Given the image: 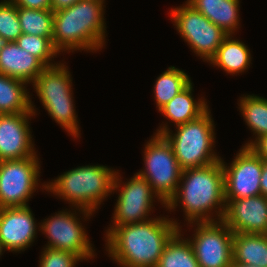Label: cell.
I'll return each instance as SVG.
<instances>
[{
  "label": "cell",
  "instance_id": "cell-1",
  "mask_svg": "<svg viewBox=\"0 0 267 267\" xmlns=\"http://www.w3.org/2000/svg\"><path fill=\"white\" fill-rule=\"evenodd\" d=\"M157 217L141 223L111 226L106 251L122 267H156L171 237L181 228L177 220Z\"/></svg>",
  "mask_w": 267,
  "mask_h": 267
},
{
  "label": "cell",
  "instance_id": "cell-2",
  "mask_svg": "<svg viewBox=\"0 0 267 267\" xmlns=\"http://www.w3.org/2000/svg\"><path fill=\"white\" fill-rule=\"evenodd\" d=\"M178 203L183 207L188 224L222 220L226 207L222 161L183 170L178 189L165 208L172 211ZM212 211L218 218H212Z\"/></svg>",
  "mask_w": 267,
  "mask_h": 267
},
{
  "label": "cell",
  "instance_id": "cell-3",
  "mask_svg": "<svg viewBox=\"0 0 267 267\" xmlns=\"http://www.w3.org/2000/svg\"><path fill=\"white\" fill-rule=\"evenodd\" d=\"M103 3L79 0L53 12L52 43L59 52L98 51L105 43L106 23Z\"/></svg>",
  "mask_w": 267,
  "mask_h": 267
},
{
  "label": "cell",
  "instance_id": "cell-4",
  "mask_svg": "<svg viewBox=\"0 0 267 267\" xmlns=\"http://www.w3.org/2000/svg\"><path fill=\"white\" fill-rule=\"evenodd\" d=\"M117 171L103 165H86L69 170L42 187L67 200L88 219L113 191ZM76 207V208H75Z\"/></svg>",
  "mask_w": 267,
  "mask_h": 267
},
{
  "label": "cell",
  "instance_id": "cell-5",
  "mask_svg": "<svg viewBox=\"0 0 267 267\" xmlns=\"http://www.w3.org/2000/svg\"><path fill=\"white\" fill-rule=\"evenodd\" d=\"M208 109L195 120L176 126V132L168 125L157 129L156 135H163L172 145L174 155L182 170L203 167L221 160L214 152V121ZM172 133H171V132Z\"/></svg>",
  "mask_w": 267,
  "mask_h": 267
},
{
  "label": "cell",
  "instance_id": "cell-6",
  "mask_svg": "<svg viewBox=\"0 0 267 267\" xmlns=\"http://www.w3.org/2000/svg\"><path fill=\"white\" fill-rule=\"evenodd\" d=\"M65 66L58 63L46 67L32 86L52 119L76 139L80 135V127L72 97V78Z\"/></svg>",
  "mask_w": 267,
  "mask_h": 267
},
{
  "label": "cell",
  "instance_id": "cell-7",
  "mask_svg": "<svg viewBox=\"0 0 267 267\" xmlns=\"http://www.w3.org/2000/svg\"><path fill=\"white\" fill-rule=\"evenodd\" d=\"M143 154L145 168L137 173L147 180L153 192L166 205L176 193L183 171L172 145L163 135L154 134L145 144Z\"/></svg>",
  "mask_w": 267,
  "mask_h": 267
},
{
  "label": "cell",
  "instance_id": "cell-8",
  "mask_svg": "<svg viewBox=\"0 0 267 267\" xmlns=\"http://www.w3.org/2000/svg\"><path fill=\"white\" fill-rule=\"evenodd\" d=\"M170 16L177 32L203 61L209 62L228 36L187 1L182 6L171 8Z\"/></svg>",
  "mask_w": 267,
  "mask_h": 267
},
{
  "label": "cell",
  "instance_id": "cell-9",
  "mask_svg": "<svg viewBox=\"0 0 267 267\" xmlns=\"http://www.w3.org/2000/svg\"><path fill=\"white\" fill-rule=\"evenodd\" d=\"M38 155L0 161V208L28 206L40 177Z\"/></svg>",
  "mask_w": 267,
  "mask_h": 267
},
{
  "label": "cell",
  "instance_id": "cell-10",
  "mask_svg": "<svg viewBox=\"0 0 267 267\" xmlns=\"http://www.w3.org/2000/svg\"><path fill=\"white\" fill-rule=\"evenodd\" d=\"M121 179L119 172H116L112 192H117L118 190L119 195L113 213V221H111L113 222L112 226L141 223L150 220L151 218L148 216L153 208L154 198H157L165 207V204L153 192L147 180L138 173L134 174L127 183L123 182L122 186Z\"/></svg>",
  "mask_w": 267,
  "mask_h": 267
},
{
  "label": "cell",
  "instance_id": "cell-11",
  "mask_svg": "<svg viewBox=\"0 0 267 267\" xmlns=\"http://www.w3.org/2000/svg\"><path fill=\"white\" fill-rule=\"evenodd\" d=\"M193 239H188L200 267H231L233 231L222 221L195 222Z\"/></svg>",
  "mask_w": 267,
  "mask_h": 267
},
{
  "label": "cell",
  "instance_id": "cell-12",
  "mask_svg": "<svg viewBox=\"0 0 267 267\" xmlns=\"http://www.w3.org/2000/svg\"><path fill=\"white\" fill-rule=\"evenodd\" d=\"M39 224V229L49 240L47 248L74 253L82 260L96 255L76 211H60Z\"/></svg>",
  "mask_w": 267,
  "mask_h": 267
},
{
  "label": "cell",
  "instance_id": "cell-13",
  "mask_svg": "<svg viewBox=\"0 0 267 267\" xmlns=\"http://www.w3.org/2000/svg\"><path fill=\"white\" fill-rule=\"evenodd\" d=\"M225 200L261 195L263 161L249 148L241 147L230 166L222 160Z\"/></svg>",
  "mask_w": 267,
  "mask_h": 267
},
{
  "label": "cell",
  "instance_id": "cell-14",
  "mask_svg": "<svg viewBox=\"0 0 267 267\" xmlns=\"http://www.w3.org/2000/svg\"><path fill=\"white\" fill-rule=\"evenodd\" d=\"M34 107L31 100L32 112L0 114V161L36 155L29 126V118L36 115Z\"/></svg>",
  "mask_w": 267,
  "mask_h": 267
},
{
  "label": "cell",
  "instance_id": "cell-15",
  "mask_svg": "<svg viewBox=\"0 0 267 267\" xmlns=\"http://www.w3.org/2000/svg\"><path fill=\"white\" fill-rule=\"evenodd\" d=\"M222 221L233 233L265 234L267 230V198L263 195L225 200Z\"/></svg>",
  "mask_w": 267,
  "mask_h": 267
},
{
  "label": "cell",
  "instance_id": "cell-16",
  "mask_svg": "<svg viewBox=\"0 0 267 267\" xmlns=\"http://www.w3.org/2000/svg\"><path fill=\"white\" fill-rule=\"evenodd\" d=\"M37 227L29 206L0 208V241L5 250L25 251L34 242Z\"/></svg>",
  "mask_w": 267,
  "mask_h": 267
},
{
  "label": "cell",
  "instance_id": "cell-17",
  "mask_svg": "<svg viewBox=\"0 0 267 267\" xmlns=\"http://www.w3.org/2000/svg\"><path fill=\"white\" fill-rule=\"evenodd\" d=\"M46 66L29 52L17 45L7 42L0 50V73L33 83Z\"/></svg>",
  "mask_w": 267,
  "mask_h": 267
},
{
  "label": "cell",
  "instance_id": "cell-18",
  "mask_svg": "<svg viewBox=\"0 0 267 267\" xmlns=\"http://www.w3.org/2000/svg\"><path fill=\"white\" fill-rule=\"evenodd\" d=\"M240 0H187L226 34L234 35L239 26Z\"/></svg>",
  "mask_w": 267,
  "mask_h": 267
},
{
  "label": "cell",
  "instance_id": "cell-19",
  "mask_svg": "<svg viewBox=\"0 0 267 267\" xmlns=\"http://www.w3.org/2000/svg\"><path fill=\"white\" fill-rule=\"evenodd\" d=\"M192 82L175 97L164 105L159 112L164 117L175 123L176 126L195 120L204 114L209 108L202 97L198 101L192 96Z\"/></svg>",
  "mask_w": 267,
  "mask_h": 267
},
{
  "label": "cell",
  "instance_id": "cell-20",
  "mask_svg": "<svg viewBox=\"0 0 267 267\" xmlns=\"http://www.w3.org/2000/svg\"><path fill=\"white\" fill-rule=\"evenodd\" d=\"M233 263L267 267V235L234 233Z\"/></svg>",
  "mask_w": 267,
  "mask_h": 267
},
{
  "label": "cell",
  "instance_id": "cell-21",
  "mask_svg": "<svg viewBox=\"0 0 267 267\" xmlns=\"http://www.w3.org/2000/svg\"><path fill=\"white\" fill-rule=\"evenodd\" d=\"M228 35L218 47L216 55L209 61L210 64L220 67L228 74L242 73L251 63L250 49L239 40Z\"/></svg>",
  "mask_w": 267,
  "mask_h": 267
},
{
  "label": "cell",
  "instance_id": "cell-22",
  "mask_svg": "<svg viewBox=\"0 0 267 267\" xmlns=\"http://www.w3.org/2000/svg\"><path fill=\"white\" fill-rule=\"evenodd\" d=\"M23 80L0 73V114L32 112L31 98Z\"/></svg>",
  "mask_w": 267,
  "mask_h": 267
},
{
  "label": "cell",
  "instance_id": "cell-23",
  "mask_svg": "<svg viewBox=\"0 0 267 267\" xmlns=\"http://www.w3.org/2000/svg\"><path fill=\"white\" fill-rule=\"evenodd\" d=\"M181 230L168 241L156 267H200L191 243L188 238H182Z\"/></svg>",
  "mask_w": 267,
  "mask_h": 267
},
{
  "label": "cell",
  "instance_id": "cell-24",
  "mask_svg": "<svg viewBox=\"0 0 267 267\" xmlns=\"http://www.w3.org/2000/svg\"><path fill=\"white\" fill-rule=\"evenodd\" d=\"M191 83L189 76L174 66L164 71L154 85V98L158 110L171 101L175 95L185 89Z\"/></svg>",
  "mask_w": 267,
  "mask_h": 267
},
{
  "label": "cell",
  "instance_id": "cell-25",
  "mask_svg": "<svg viewBox=\"0 0 267 267\" xmlns=\"http://www.w3.org/2000/svg\"><path fill=\"white\" fill-rule=\"evenodd\" d=\"M239 109L249 129L255 134V140L267 134V99L248 95L239 100Z\"/></svg>",
  "mask_w": 267,
  "mask_h": 267
},
{
  "label": "cell",
  "instance_id": "cell-26",
  "mask_svg": "<svg viewBox=\"0 0 267 267\" xmlns=\"http://www.w3.org/2000/svg\"><path fill=\"white\" fill-rule=\"evenodd\" d=\"M22 34L53 37V11L28 9L17 6Z\"/></svg>",
  "mask_w": 267,
  "mask_h": 267
},
{
  "label": "cell",
  "instance_id": "cell-27",
  "mask_svg": "<svg viewBox=\"0 0 267 267\" xmlns=\"http://www.w3.org/2000/svg\"><path fill=\"white\" fill-rule=\"evenodd\" d=\"M15 42L19 47L38 58L46 67L58 64L51 62L52 58L57 57L60 53L54 47L52 37L21 34Z\"/></svg>",
  "mask_w": 267,
  "mask_h": 267
},
{
  "label": "cell",
  "instance_id": "cell-28",
  "mask_svg": "<svg viewBox=\"0 0 267 267\" xmlns=\"http://www.w3.org/2000/svg\"><path fill=\"white\" fill-rule=\"evenodd\" d=\"M22 34L17 6L10 0L0 2V36L7 42H15Z\"/></svg>",
  "mask_w": 267,
  "mask_h": 267
},
{
  "label": "cell",
  "instance_id": "cell-29",
  "mask_svg": "<svg viewBox=\"0 0 267 267\" xmlns=\"http://www.w3.org/2000/svg\"><path fill=\"white\" fill-rule=\"evenodd\" d=\"M39 267H75L83 261L78 255L64 251L43 247Z\"/></svg>",
  "mask_w": 267,
  "mask_h": 267
},
{
  "label": "cell",
  "instance_id": "cell-30",
  "mask_svg": "<svg viewBox=\"0 0 267 267\" xmlns=\"http://www.w3.org/2000/svg\"><path fill=\"white\" fill-rule=\"evenodd\" d=\"M244 146L249 147L262 161H267V134L248 141Z\"/></svg>",
  "mask_w": 267,
  "mask_h": 267
},
{
  "label": "cell",
  "instance_id": "cell-31",
  "mask_svg": "<svg viewBox=\"0 0 267 267\" xmlns=\"http://www.w3.org/2000/svg\"><path fill=\"white\" fill-rule=\"evenodd\" d=\"M16 6L28 9H51V0H10Z\"/></svg>",
  "mask_w": 267,
  "mask_h": 267
},
{
  "label": "cell",
  "instance_id": "cell-32",
  "mask_svg": "<svg viewBox=\"0 0 267 267\" xmlns=\"http://www.w3.org/2000/svg\"><path fill=\"white\" fill-rule=\"evenodd\" d=\"M78 1L79 0H51V10L55 12L70 7Z\"/></svg>",
  "mask_w": 267,
  "mask_h": 267
},
{
  "label": "cell",
  "instance_id": "cell-33",
  "mask_svg": "<svg viewBox=\"0 0 267 267\" xmlns=\"http://www.w3.org/2000/svg\"><path fill=\"white\" fill-rule=\"evenodd\" d=\"M261 195L267 198V161H263L262 174L260 179Z\"/></svg>",
  "mask_w": 267,
  "mask_h": 267
},
{
  "label": "cell",
  "instance_id": "cell-34",
  "mask_svg": "<svg viewBox=\"0 0 267 267\" xmlns=\"http://www.w3.org/2000/svg\"><path fill=\"white\" fill-rule=\"evenodd\" d=\"M231 267H256L252 265H247V264H240V263H232ZM259 267V266H257Z\"/></svg>",
  "mask_w": 267,
  "mask_h": 267
},
{
  "label": "cell",
  "instance_id": "cell-35",
  "mask_svg": "<svg viewBox=\"0 0 267 267\" xmlns=\"http://www.w3.org/2000/svg\"><path fill=\"white\" fill-rule=\"evenodd\" d=\"M6 43L7 41L0 36V50L5 46Z\"/></svg>",
  "mask_w": 267,
  "mask_h": 267
},
{
  "label": "cell",
  "instance_id": "cell-36",
  "mask_svg": "<svg viewBox=\"0 0 267 267\" xmlns=\"http://www.w3.org/2000/svg\"><path fill=\"white\" fill-rule=\"evenodd\" d=\"M5 251V248L3 247L1 241H0V256L3 255L2 252Z\"/></svg>",
  "mask_w": 267,
  "mask_h": 267
},
{
  "label": "cell",
  "instance_id": "cell-37",
  "mask_svg": "<svg viewBox=\"0 0 267 267\" xmlns=\"http://www.w3.org/2000/svg\"><path fill=\"white\" fill-rule=\"evenodd\" d=\"M88 1H95V2H98V3H103V4H105L104 2V0H88Z\"/></svg>",
  "mask_w": 267,
  "mask_h": 267
}]
</instances>
